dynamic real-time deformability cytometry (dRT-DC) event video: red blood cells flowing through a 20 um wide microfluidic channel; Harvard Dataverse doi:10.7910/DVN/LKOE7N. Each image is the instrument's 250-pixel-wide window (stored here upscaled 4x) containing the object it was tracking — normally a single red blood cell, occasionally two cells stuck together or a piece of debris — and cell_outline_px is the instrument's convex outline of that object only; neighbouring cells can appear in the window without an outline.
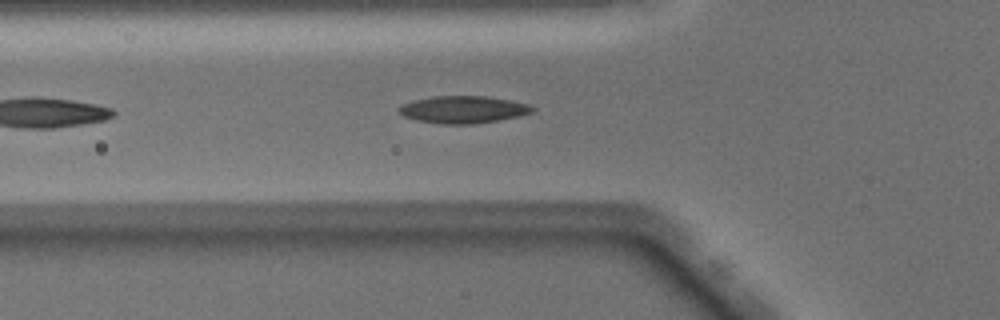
{"species": "Egyptian fruit bat (a non-hibernating species)", "species_latin": "Rousettus aegyptiacus", "temperature_condition": "warm", "stored_images_in_passage": 35, "camera_frame_rate_fps": 3000, "um_per_image_px": 0.085, "animal": {"sex": "male"}, "frame": {"image": 1, "passage_image": 6, "time_ms": 1.667, "image_size_px": [1000, 320], "cell_outline_px": [[536, 108], [532, 112], [520, 116], [500, 120], [472, 124], [440, 124], [416, 120], [404, 116], [396, 108], [400, 104], [412, 100], [436, 96], [484, 96], [508, 100], [528, 104]], "centroid_in_image_um": [39.34, 9.31], "position_along_channel_um": 86.5, "area_um2": 21.27}, "authors_computed_cell_mechanics": {"area_um2": 21.4438, "velocity_mm_per_s": 4.0373, "shape_relaxation_time_tau1_ms": 3.3285, "shape_relaxation_time_tau2_ms": 1.433, "deformation_change_tau1": 0.1369, "deformation_change_tau2": 0.091}}